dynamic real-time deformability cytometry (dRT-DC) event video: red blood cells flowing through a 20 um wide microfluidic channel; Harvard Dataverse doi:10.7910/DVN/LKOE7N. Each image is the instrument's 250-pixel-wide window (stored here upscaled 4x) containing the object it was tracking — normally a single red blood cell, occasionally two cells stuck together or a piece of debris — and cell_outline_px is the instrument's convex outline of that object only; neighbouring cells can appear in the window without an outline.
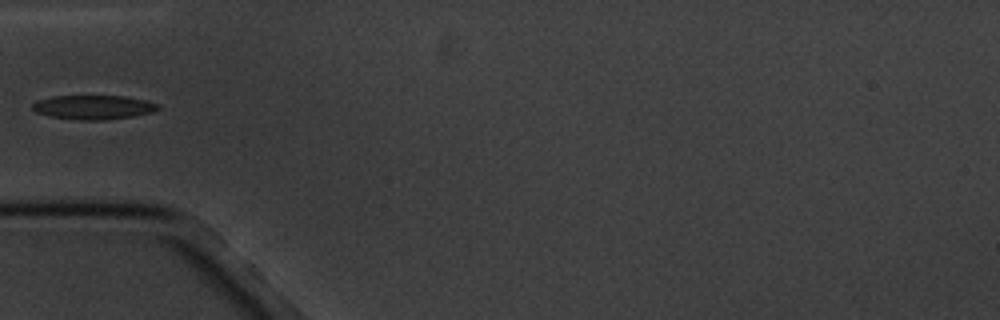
{"species": "common noctule bat (a hibernating species)", "species_latin": "Nyctalus noctula", "temperature_condition": "cold", "stored_images_in_passage": 2, "camera_frame_rate_fps": 3000, "um_per_image_px": 0.085, "animal": {"sex": "male", "body_mass_g": 20.1, "forearm_length_mm": 53.5}, "frame": {"image": 1, "passage_image": 2, "time_ms": 1.0, "image_size_px": [1000, 320], "cell_outline_px": [[160, 108], [152, 112], [132, 116], [104, 120], [80, 120], [52, 116], [36, 112], [32, 108], [32, 104], [36, 100], [52, 96], [124, 96], [144, 100], [160, 104]], "centroid_in_image_um": [7.94, 9.11], "position_along_channel_um": 77.1, "area_um2": 17.57}}